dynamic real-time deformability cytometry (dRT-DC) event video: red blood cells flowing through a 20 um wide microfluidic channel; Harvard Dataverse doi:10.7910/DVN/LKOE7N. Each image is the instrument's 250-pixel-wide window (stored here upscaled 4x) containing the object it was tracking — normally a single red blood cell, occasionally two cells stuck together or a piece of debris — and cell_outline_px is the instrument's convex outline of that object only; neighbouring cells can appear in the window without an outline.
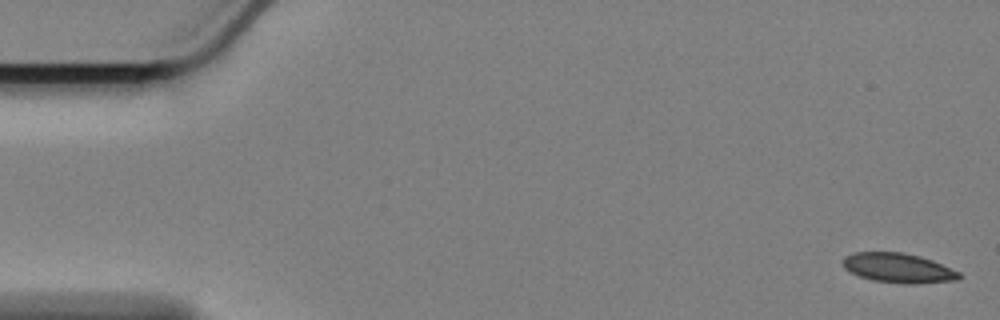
{"species": "Egyptian fruit bat (a non-hibernating species)", "species_latin": "Rousettus aegyptiacus", "temperature_condition": "cold", "stored_images_in_passage": 12, "camera_frame_rate_fps": 3000, "um_per_image_px": 0.085, "animal": {"sex": "female"}, "frame": {"image": 1, "passage_image": 1, "time_ms": 0.0, "image_size_px": [1000, 320], "cell_outline_px": [[964, 276], [956, 280], [912, 284], [908, 284], [872, 280], [848, 272], [844, 268], [844, 256], [856, 252], [900, 252], [932, 260], [960, 272]], "centroid_in_image_um": [76.36, 22.78], "position_along_channel_um": 8.6, "area_um2": 19.88}}